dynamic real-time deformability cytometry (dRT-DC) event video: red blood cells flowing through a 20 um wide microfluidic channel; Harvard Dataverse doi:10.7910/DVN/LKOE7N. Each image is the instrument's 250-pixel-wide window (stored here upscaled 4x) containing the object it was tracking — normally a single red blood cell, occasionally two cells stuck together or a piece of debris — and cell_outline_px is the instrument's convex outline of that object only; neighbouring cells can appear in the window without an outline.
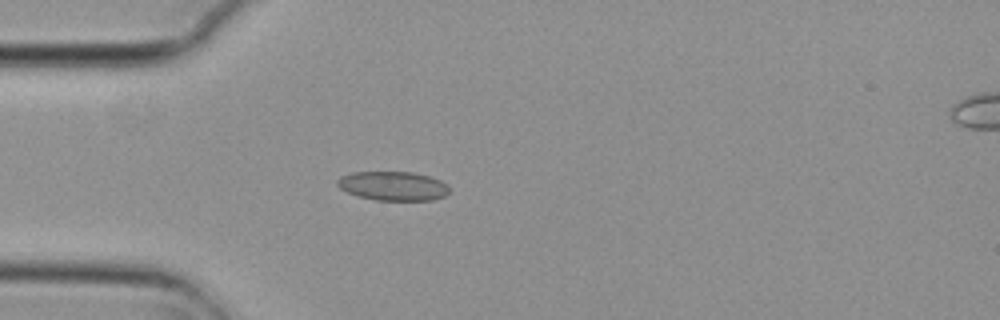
{"species": "common noctule bat (a hibernating species)", "species_latin": "Nyctalus noctula", "temperature_condition": "cold", "stored_images_in_passage": 4, "camera_frame_rate_fps": 3000, "um_per_image_px": 0.085, "animal": {"sex": "female", "body_mass_g": 29.2, "forearm_length_mm": 56.3}, "frame": {"image": 1, "passage_image": 3, "time_ms": 0.667, "image_size_px": [1000, 320], "cell_outline_px": [[448, 192], [444, 196], [432, 200], [376, 200], [356, 196], [340, 188], [336, 184], [336, 180], [340, 176], [352, 172], [412, 172], [428, 176], [440, 180], [448, 184]], "centroid_in_image_um": [33.38, 15.8], "position_along_channel_um": 51.6, "area_um2": 19.02}}